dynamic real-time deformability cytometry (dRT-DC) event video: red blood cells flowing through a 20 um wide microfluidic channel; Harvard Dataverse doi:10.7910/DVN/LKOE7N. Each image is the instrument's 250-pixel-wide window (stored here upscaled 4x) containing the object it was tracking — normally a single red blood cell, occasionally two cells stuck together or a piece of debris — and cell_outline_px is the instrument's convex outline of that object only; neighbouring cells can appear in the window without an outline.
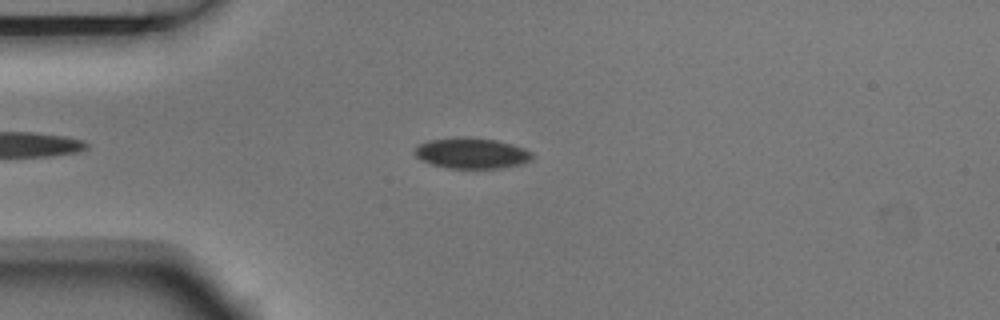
{"species": "Egyptian fruit bat (a non-hibernating species)", "species_latin": "Rousettus aegyptiacus", "temperature_condition": "room temperature", "stored_images_in_passage": 4, "camera_frame_rate_fps": 3000, "um_per_image_px": 0.085, "animal": {"sex": "male"}, "frame": {"image": 1, "passage_image": 2, "time_ms": 0.333, "image_size_px": [1000, 320], "cell_outline_px": [[536, 156], [532, 160], [520, 164], [500, 168], [448, 168], [432, 164], [416, 156], [416, 148], [420, 144], [428, 140], [452, 136], [464, 136], [496, 140], [512, 144], [524, 148], [532, 152]], "centroid_in_image_um": [40.14, 13.0], "position_along_channel_um": 44.9, "area_um2": 21.15}}
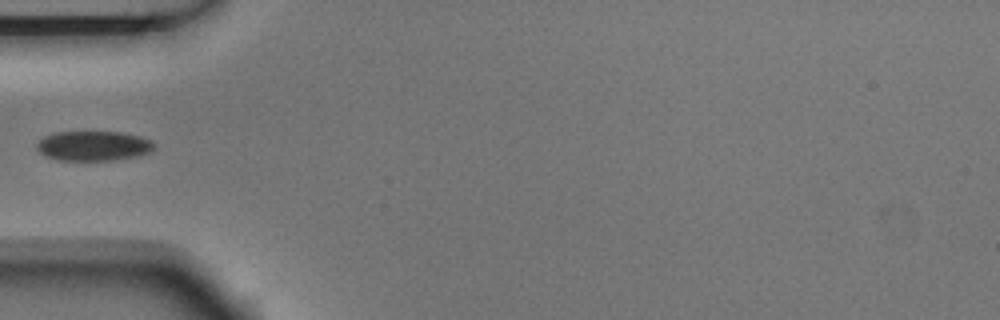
{"frame": {"image": 2, "passage_image": 3, "time_ms": 0.667, "image_size_px": [1000, 320], "cell_outline_px": [[156, 144], [152, 152], [136, 156], [112, 160], [56, 160], [44, 156], [36, 148], [36, 144], [44, 136], [56, 132], [120, 132], [140, 136], [152, 140]], "centroid_in_image_um": [7.95, 12.4], "position_along_channel_um": 77.0, "area_um2": 20.52}}
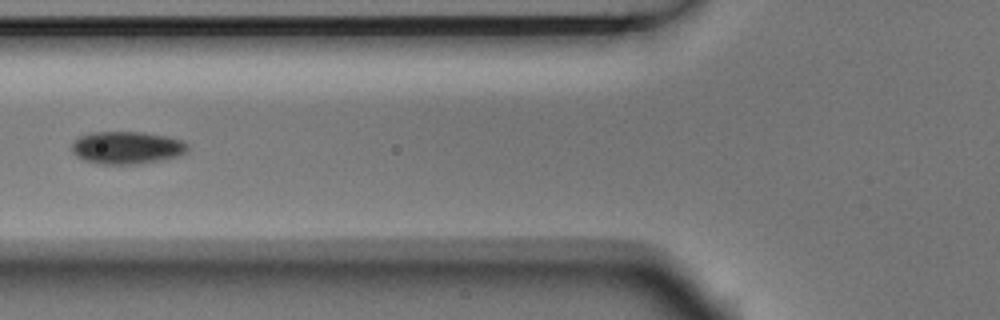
{"frame": {"image": 3, "passage_image": 4, "time_ms": 1.0, "image_size_px": [1000, 320], "cell_outline_px": [[188, 152], [180, 156], [160, 160], [136, 164], [100, 164], [84, 160], [76, 156], [72, 152], [72, 144], [80, 136], [92, 132], [144, 132], [168, 136], [184, 140], [188, 144]], "centroid_in_image_um": [10.83, 12.55], "position_along_channel_um": 115.0, "area_um2": 22.2}}